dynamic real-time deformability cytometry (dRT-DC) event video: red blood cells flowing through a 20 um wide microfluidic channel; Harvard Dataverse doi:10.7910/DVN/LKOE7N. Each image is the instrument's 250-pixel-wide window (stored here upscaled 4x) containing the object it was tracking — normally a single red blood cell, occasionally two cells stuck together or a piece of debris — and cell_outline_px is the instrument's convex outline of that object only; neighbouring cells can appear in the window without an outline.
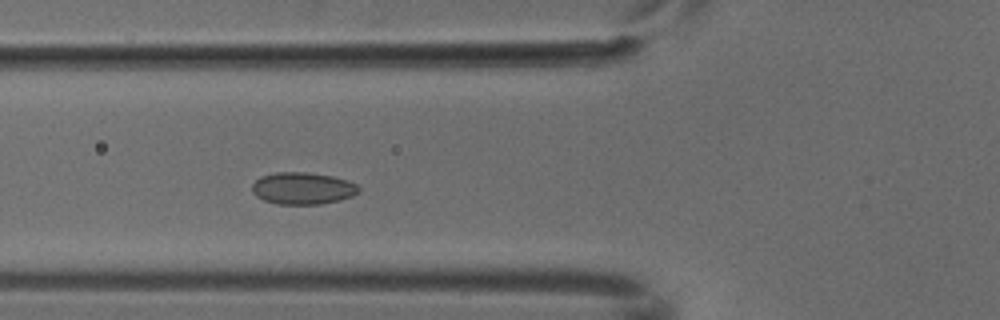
{"species": "common noctule bat (a hibernating species)", "species_latin": "Nyctalus noctula", "temperature_condition": "cold", "stored_images_in_passage": 5, "camera_frame_rate_fps": 3000, "um_per_image_px": 0.085, "animal": {"sex": "male", "body_mass_g": 18.8}, "frame": {"image": 1, "passage_image": 5, "time_ms": 1.333, "image_size_px": [1000, 320], "cell_outline_px": [[360, 192], [352, 196], [340, 200], [320, 204], [276, 204], [264, 200], [256, 196], [252, 192], [252, 184], [260, 176], [276, 172], [308, 172], [332, 176], [348, 180], [356, 184], [360, 188]], "centroid_in_image_um": [25.73, 16.0], "position_along_channel_um": 100.1, "area_um2": 20.06}}